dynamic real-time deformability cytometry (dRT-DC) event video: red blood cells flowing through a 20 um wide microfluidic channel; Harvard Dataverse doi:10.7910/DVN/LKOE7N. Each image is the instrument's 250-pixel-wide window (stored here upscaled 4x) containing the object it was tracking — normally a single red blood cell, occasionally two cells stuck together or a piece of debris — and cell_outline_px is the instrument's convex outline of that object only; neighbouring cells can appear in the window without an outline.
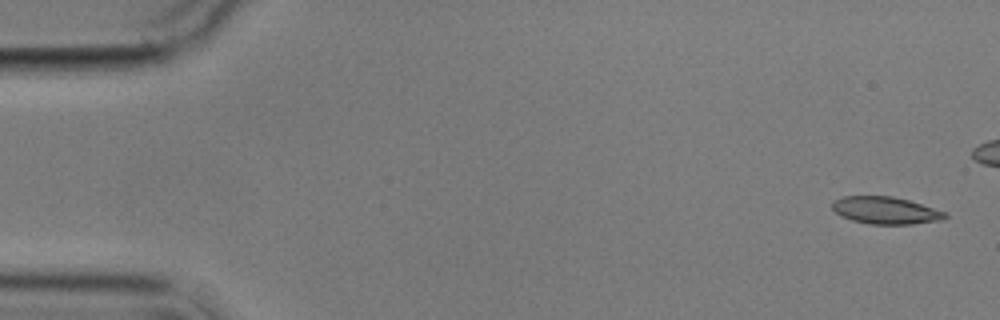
{"species": "common noctule bat (a hibernating species)", "species_latin": "Nyctalus noctula", "temperature_condition": "cold", "stored_images_in_passage": 7, "camera_frame_rate_fps": 3000, "um_per_image_px": 0.085, "animal": {"sex": "male", "body_mass_g": 17.9}, "frame": {"image": 1, "passage_image": 1, "time_ms": 0.0, "image_size_px": [1000, 320], "cell_outline_px": [[948, 216], [940, 220], [912, 224], [868, 224], [852, 220], [840, 216], [832, 208], [832, 200], [844, 196], [892, 196], [908, 200], [948, 212]], "centroid_in_image_um": [75.26, 17.88], "position_along_channel_um": 9.7, "area_um2": 17.98}}
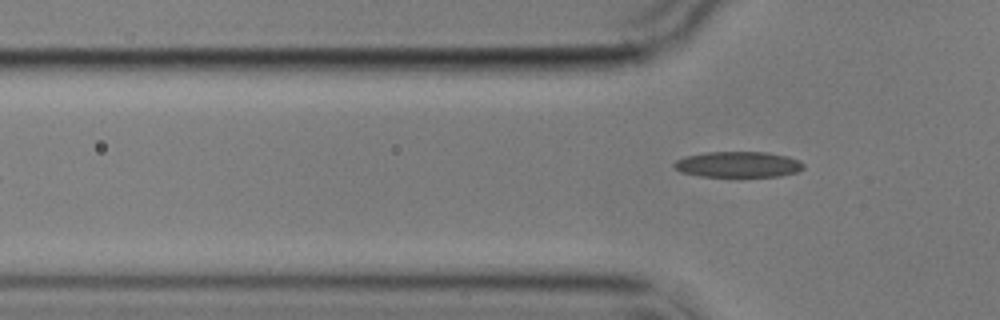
{"frame": {"image": 2, "passage_image": 7, "time_ms": 7.0, "image_size_px": [1000, 320], "cell_outline_px": [[804, 168], [796, 172], [780, 176], [700, 176], [680, 172], [672, 164], [676, 160], [688, 156], [708, 152], [768, 152], [788, 156], [800, 160], [804, 164]], "centroid_in_image_um": [62.77, 13.97], "position_along_channel_um": 63.0, "area_um2": 19.36}}